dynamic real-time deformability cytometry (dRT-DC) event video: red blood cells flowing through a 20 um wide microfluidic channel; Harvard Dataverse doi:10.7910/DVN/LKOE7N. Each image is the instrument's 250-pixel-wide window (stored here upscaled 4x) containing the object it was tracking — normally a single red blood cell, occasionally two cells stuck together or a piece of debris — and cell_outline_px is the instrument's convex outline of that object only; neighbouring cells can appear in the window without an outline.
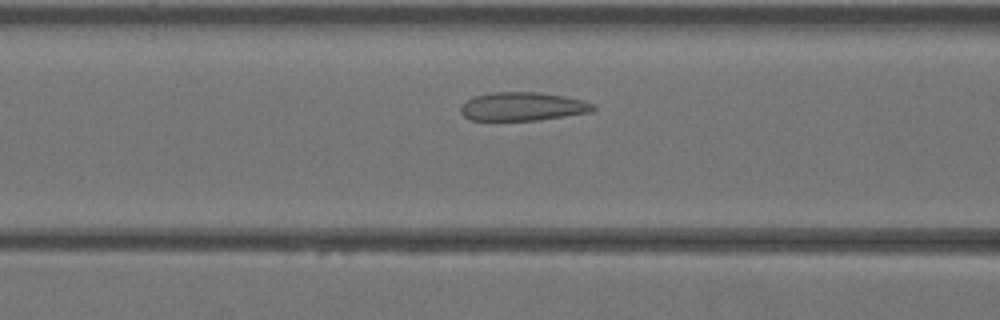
{"species": "Egyptian fruit bat (a non-hibernating species)", "species_latin": "Rousettus aegyptiacus", "temperature_condition": "warm", "stored_images_in_passage": 28, "camera_frame_rate_fps": 3000, "um_per_image_px": 0.085, "animal": {"sex": "female"}, "frame": {"image": 1, "passage_image": 9, "time_ms": 2.667, "image_size_px": [1000, 320], "cell_outline_px": [[596, 108], [592, 112], [536, 120], [472, 120], [464, 116], [460, 112], [460, 108], [468, 100], [476, 96], [492, 92], [536, 92], [560, 96], [580, 100], [596, 104]], "centroid_in_image_um": [44.43, 9.06], "position_along_channel_um": 122.2, "area_um2": 21.68}}
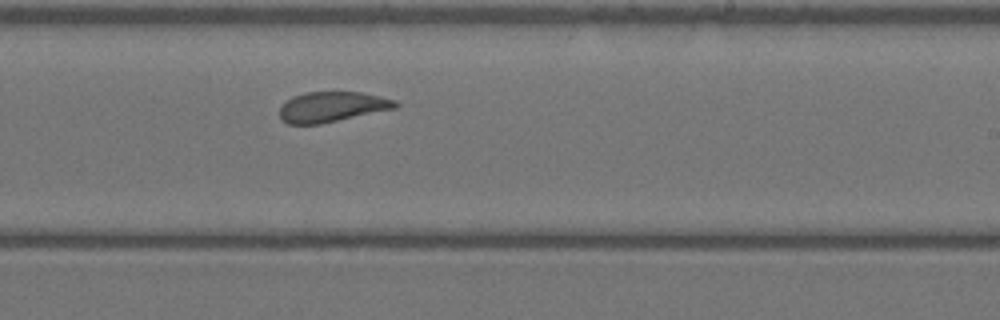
{"frame": {"image": 2, "passage_image": 18, "time_ms": 5.667, "image_size_px": [1000, 320], "cell_outline_px": [[400, 104], [396, 108], [320, 124], [288, 124], [280, 120], [280, 108], [292, 96], [304, 92], [360, 92], [380, 96], [396, 100]], "centroid_in_image_um": [28.22, 9.08], "position_along_channel_um": 260.8, "area_um2": 20.4}}
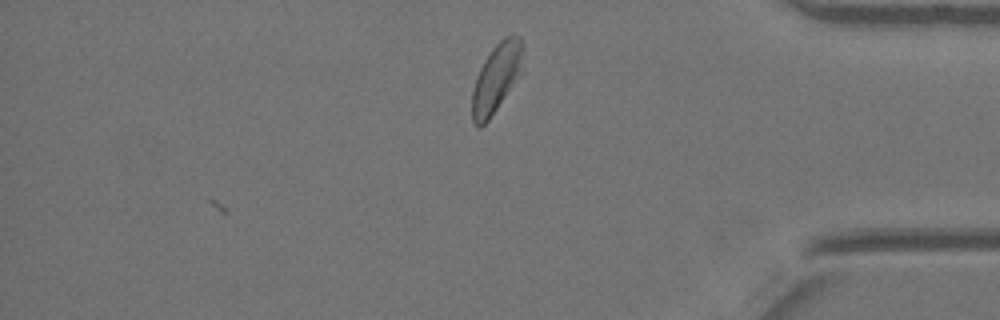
{"frame": {"image": 3, "passage_image": 28, "time_ms": 9.0, "image_size_px": [1000, 320], "cell_outline_px": [[524, 72], [488, 120], [480, 128], [476, 128], [472, 120], [472, 92], [480, 68], [484, 60], [492, 48], [504, 36], [520, 36], [524, 44]], "centroid_in_image_um": [42.25, 6.61], "position_along_channel_um": 392.9, "area_um2": 20.87}}